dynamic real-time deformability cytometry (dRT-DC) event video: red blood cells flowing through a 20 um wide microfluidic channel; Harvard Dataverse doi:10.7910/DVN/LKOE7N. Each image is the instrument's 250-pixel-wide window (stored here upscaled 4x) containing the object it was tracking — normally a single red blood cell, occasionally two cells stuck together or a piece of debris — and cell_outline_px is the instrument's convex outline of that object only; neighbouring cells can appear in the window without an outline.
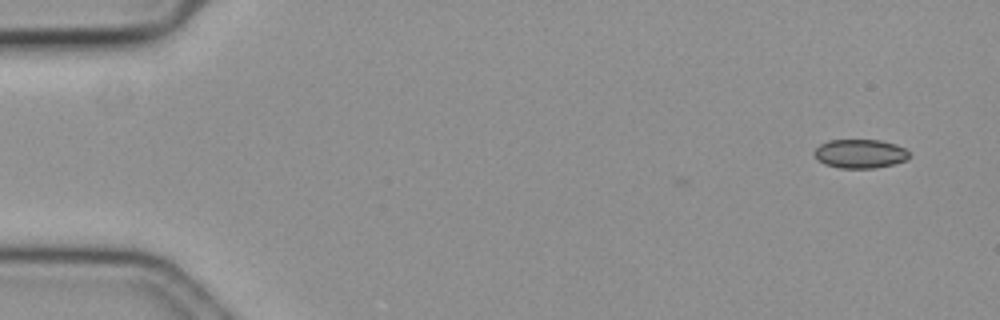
{"species": "common noctule bat (a hibernating species)", "species_latin": "Nyctalus noctula", "temperature_condition": "cold", "stored_images_in_passage": 5, "camera_frame_rate_fps": 3000, "um_per_image_px": 0.085, "animal": {"sex": "female", "body_mass_g": 19.3, "forearm_length_mm": 54.1}, "frame": {"image": 1, "passage_image": 1, "time_ms": 0.0, "image_size_px": [1000, 320], "cell_outline_px": [[912, 156], [908, 160], [876, 168], [840, 168], [824, 164], [816, 156], [816, 148], [820, 144], [828, 140], [880, 140], [896, 144], [904, 148]], "centroid_in_image_um": [73.16, 13.06], "position_along_channel_um": 11.8, "area_um2": 15.95}}